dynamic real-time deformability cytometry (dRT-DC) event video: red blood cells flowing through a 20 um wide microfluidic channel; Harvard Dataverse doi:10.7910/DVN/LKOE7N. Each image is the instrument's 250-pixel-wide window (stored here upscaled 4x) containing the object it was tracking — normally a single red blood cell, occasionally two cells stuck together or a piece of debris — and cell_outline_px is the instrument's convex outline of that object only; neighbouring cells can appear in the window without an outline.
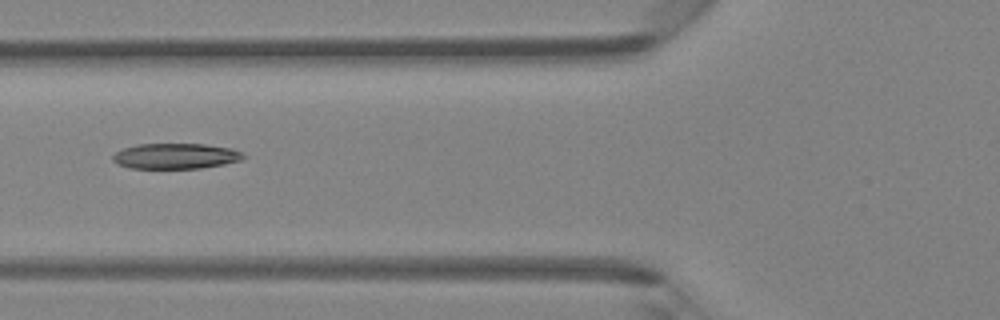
{"species": "Egyptian fruit bat (a non-hibernating species)", "species_latin": "Rousettus aegyptiacus", "temperature_condition": "room temperature", "stored_images_in_passage": 6, "camera_frame_rate_fps": 3000, "um_per_image_px": 0.085, "animal": {"sex": "female"}, "frame": {"image": 1, "passage_image": 6, "time_ms": 5.667, "image_size_px": [1000, 320], "cell_outline_px": [[248, 156], [244, 160], [224, 164], [200, 168], [128, 168], [112, 160], [112, 156], [116, 152], [124, 148], [136, 144], [204, 144], [232, 148]], "centroid_in_image_um": [14.97, 13.26], "position_along_channel_um": 110.8, "area_um2": 19.48}}